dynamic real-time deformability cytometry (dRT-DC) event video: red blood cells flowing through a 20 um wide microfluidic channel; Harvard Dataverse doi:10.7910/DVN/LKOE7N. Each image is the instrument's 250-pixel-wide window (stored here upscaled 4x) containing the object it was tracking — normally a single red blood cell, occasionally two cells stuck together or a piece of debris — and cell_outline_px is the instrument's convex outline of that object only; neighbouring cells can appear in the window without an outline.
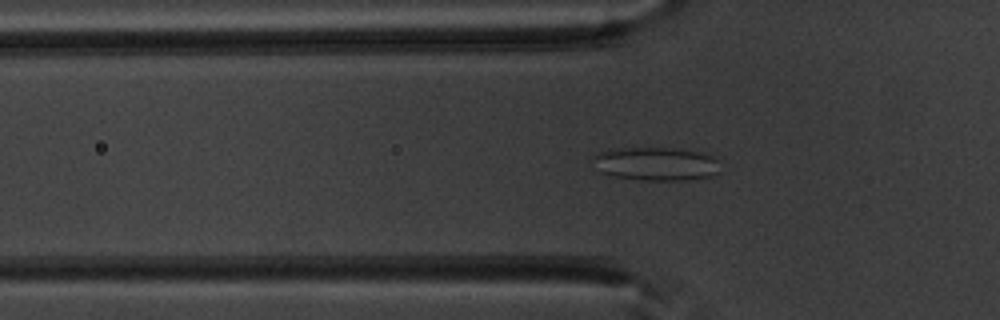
{"species": "common noctule bat (a hibernating species)", "species_latin": "Nyctalus noctula", "temperature_condition": "warm", "stored_images_in_passage": 51, "camera_frame_rate_fps": 3000, "um_per_image_px": 0.085, "animal": {"sex": "male", "body_mass_g": 20.1, "forearm_length_mm": 53.5}, "frame": {"image": 1, "passage_image": 17, "time_ms": 5.333, "image_size_px": [1000, 320], "cell_outline_px": [[720, 172], [708, 176], [684, 180], [640, 180], [616, 176], [600, 172], [592, 156], [600, 152], [612, 148], [676, 148], [700, 152], [712, 156], [716, 160]], "centroid_in_image_um": [55.75, 13.92], "position_along_channel_um": 70.0, "area_um2": 24.57}}
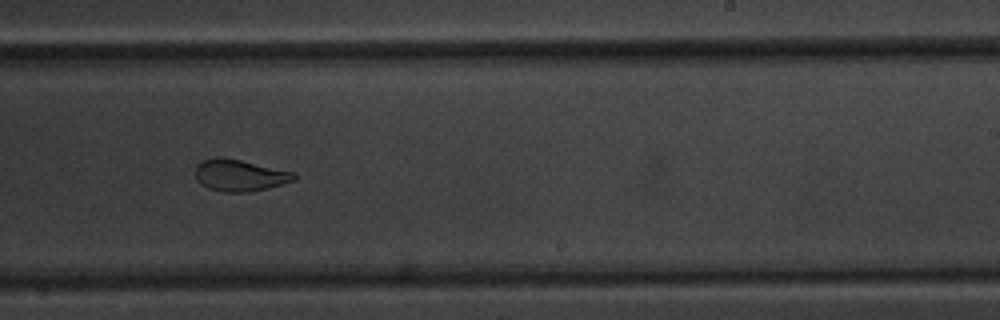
{"frame": {"image": 2, "passage_image": 32, "time_ms": 10.333, "image_size_px": [1000, 320], "cell_outline_px": [[296, 180], [268, 188], [248, 192], [224, 192], [208, 188], [200, 184], [196, 180], [196, 164], [204, 160], [216, 156], [240, 160], [296, 172]], "centroid_in_image_um": [20.38, 14.9], "position_along_channel_um": 268.6, "area_um2": 18.32}}
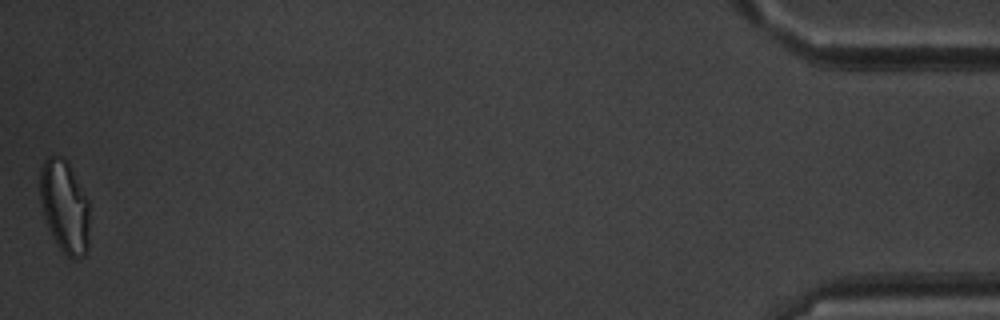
{"frame": {"image": 3, "passage_image": 51, "time_ms": 16.667, "image_size_px": [1000, 320], "cell_outline_px": [[88, 252], [84, 256], [76, 260], [72, 260], [60, 248], [44, 216], [40, 200], [40, 168], [44, 160], [48, 156], [60, 156], [68, 164], [88, 200]], "centroid_in_image_um": [5.49, 17.58], "position_along_channel_um": 429.7, "area_um2": 26.24}, "authors_computed_cell_mechanics": {"area_um2": 22.253, "velocity_mm_per_s": 3.9609, "shape_relaxation_time_tau1_ms": 7.9656, "shape_relaxation_time_tau2_ms": 1.3799, "deformation_change_tau1": 0.183, "deformation_change_tau2": 0.0763}}